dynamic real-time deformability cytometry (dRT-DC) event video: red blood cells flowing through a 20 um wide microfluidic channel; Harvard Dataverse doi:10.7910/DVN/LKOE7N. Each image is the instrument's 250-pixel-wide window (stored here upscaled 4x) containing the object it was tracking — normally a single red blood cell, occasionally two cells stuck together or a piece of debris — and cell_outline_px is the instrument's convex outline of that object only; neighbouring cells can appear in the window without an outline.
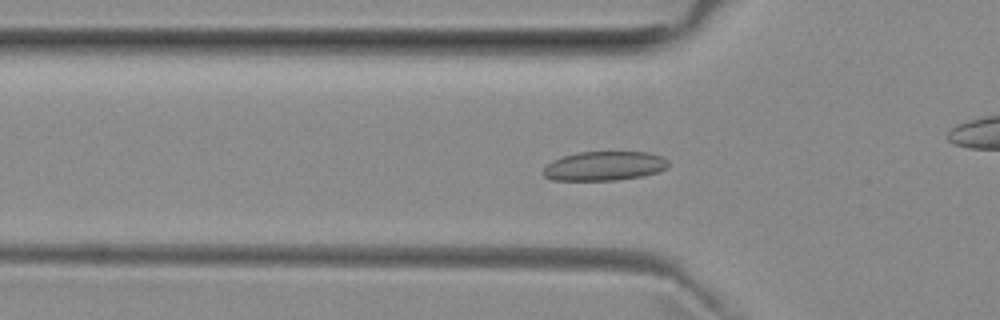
{"species": "common noctule bat (a hibernating species)", "species_latin": "Nyctalus noctula", "temperature_condition": "room temperature", "stored_images_in_passage": 53, "camera_frame_rate_fps": 3000, "um_per_image_px": 0.085, "animal": {"sex": "female", "body_mass_g": 29.2, "forearm_length_mm": 56.3}, "frame": {"image": 1, "passage_image": 16, "time_ms": 5.0, "image_size_px": [1000, 320], "cell_outline_px": [[668, 164], [664, 168], [656, 172], [644, 176], [616, 180], [552, 180], [544, 176], [544, 168], [552, 160], [564, 156], [580, 152], [648, 152], [664, 156], [668, 160]], "centroid_in_image_um": [51.38, 14.1], "position_along_channel_um": 74.4, "area_um2": 21.21}}
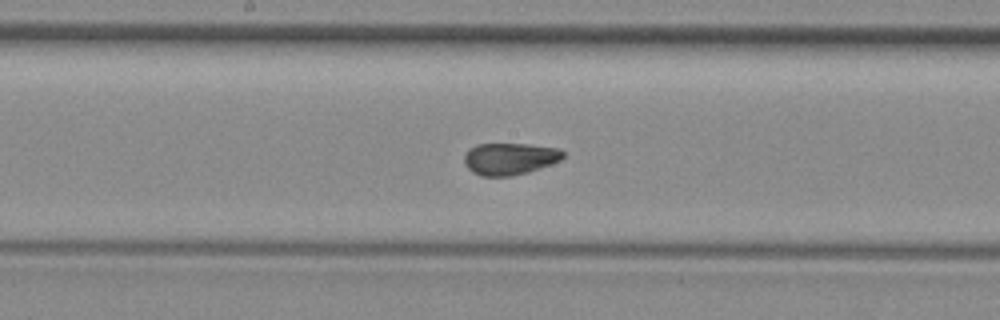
{"frame": {"image": 2, "passage_image": 26, "time_ms": 8.333, "image_size_px": [1000, 320], "cell_outline_px": [[564, 156], [560, 160], [528, 172], [512, 176], [480, 176], [472, 172], [464, 164], [464, 156], [476, 144], [528, 144], [560, 148], [564, 152]], "centroid_in_image_um": [43.33, 13.49], "position_along_channel_um": 204.9, "area_um2": 18.32}}
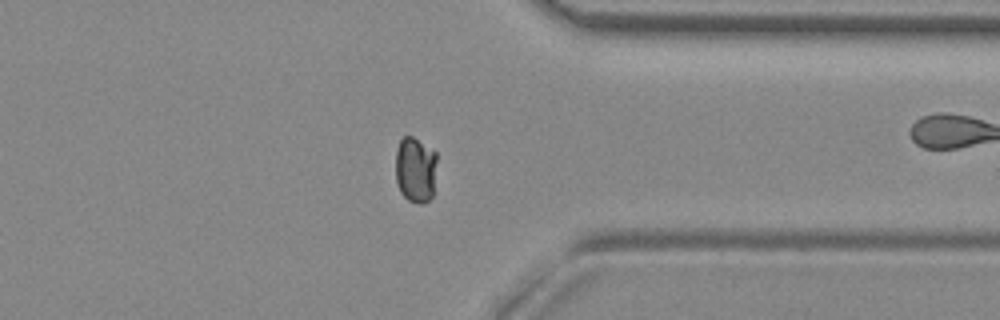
{"frame": {"image": 3, "passage_image": 40, "time_ms": 13.0, "image_size_px": [1000, 320], "cell_outline_px": [[436, 160], [432, 196], [424, 204], [420, 204], [408, 200], [400, 192], [396, 180], [396, 152], [400, 140], [404, 136], [412, 136], [436, 152]], "centroid_in_image_um": [35.3, 14.43], "position_along_channel_um": 376.1, "area_um2": 15.78}}